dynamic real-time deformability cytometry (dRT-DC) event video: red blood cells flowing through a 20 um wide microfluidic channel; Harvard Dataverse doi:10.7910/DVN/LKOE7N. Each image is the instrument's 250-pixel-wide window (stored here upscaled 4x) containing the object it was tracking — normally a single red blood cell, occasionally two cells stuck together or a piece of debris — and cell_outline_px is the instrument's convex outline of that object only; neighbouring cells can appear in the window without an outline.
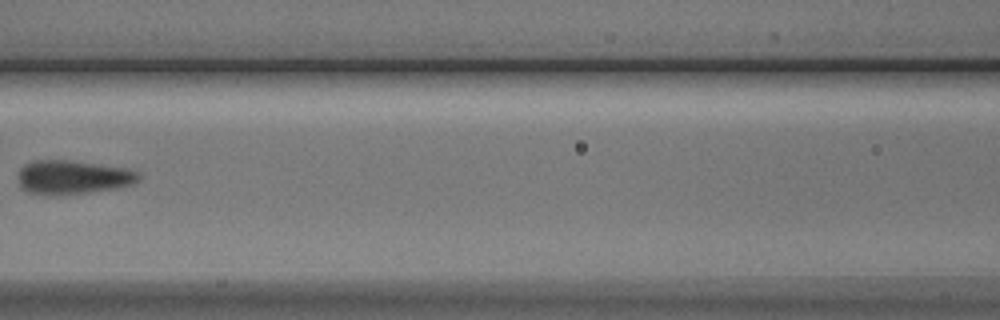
{"species": "Egyptian fruit bat (a non-hibernating species)", "species_latin": "Rousettus aegyptiacus", "temperature_condition": "cold", "stored_images_in_passage": 8, "camera_frame_rate_fps": 3000, "um_per_image_px": 0.085, "animal": {"sex": "male"}, "frame": {"image": 1, "passage_image": 6, "time_ms": 7.0, "image_size_px": [1000, 320], "cell_outline_px": [[140, 180], [136, 184], [116, 188], [60, 196], [44, 196], [28, 192], [20, 188], [20, 168], [32, 160], [68, 160], [124, 168], [140, 172]], "centroid_in_image_um": [6.2, 15.09], "position_along_channel_um": 160.4, "area_um2": 24.04}}
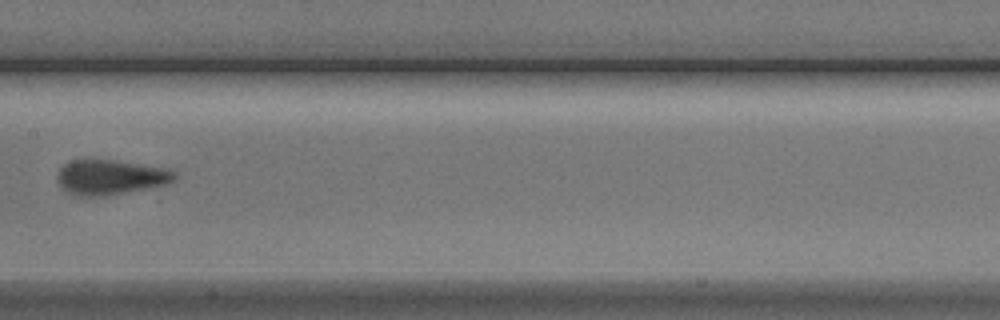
{"frame": {"image": 2, "passage_image": 7, "time_ms": 8.0, "image_size_px": [1000, 320], "cell_outline_px": [[176, 180], [168, 184], [148, 188], [104, 196], [76, 196], [68, 192], [60, 184], [56, 176], [60, 168], [64, 164], [72, 160], [112, 160], [164, 168], [176, 172]], "centroid_in_image_um": [9.39, 15.07], "position_along_channel_um": 198.0, "area_um2": 23.64}}
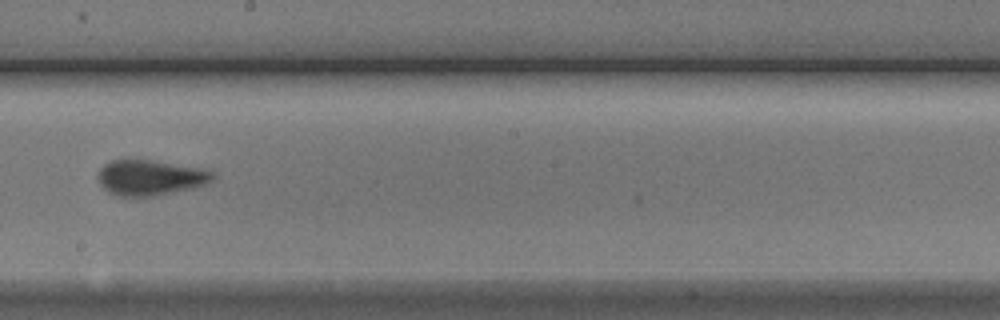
{"frame": {"image": 3, "passage_image": 8, "time_ms": 9.0, "image_size_px": [1000, 320], "cell_outline_px": [[216, 176], [212, 180], [204, 184], [192, 188], [156, 196], [116, 196], [108, 192], [100, 184], [100, 168], [104, 164], [112, 160], [148, 160], [196, 168], [212, 172]], "centroid_in_image_um": [12.74, 15.12], "position_along_channel_um": 235.5, "area_um2": 23.12}}